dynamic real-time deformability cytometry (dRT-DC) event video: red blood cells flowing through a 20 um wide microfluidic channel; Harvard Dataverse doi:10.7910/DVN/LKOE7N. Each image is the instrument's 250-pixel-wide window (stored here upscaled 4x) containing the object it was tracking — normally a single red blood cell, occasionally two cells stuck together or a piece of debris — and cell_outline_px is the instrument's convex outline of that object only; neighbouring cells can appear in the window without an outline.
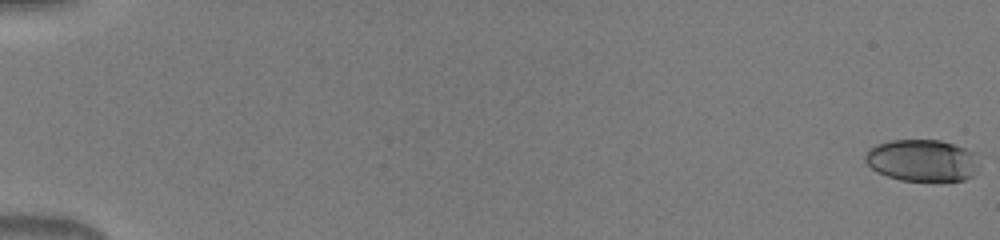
{"species": "human", "species_latin": "Homo sapiens", "temperature_condition": "warm", "stored_images_in_passage": 51, "camera_frame_rate_fps": 3000, "um_per_image_px": 0.085, "donor": {"sex": "male"}, "frame": {"image": 1, "passage_image": 1, "time_ms": 0.0, "image_size_px": [1000, 240], "cell_outline_px": [[976, 152], [972, 176], [964, 180], [932, 184], [900, 180], [876, 172], [864, 160], [864, 156], [876, 144], [888, 140], [940, 140]], "centroid_in_image_um": [78.35, 13.68], "position_along_channel_um": 6.7, "area_um2": 28.21}}
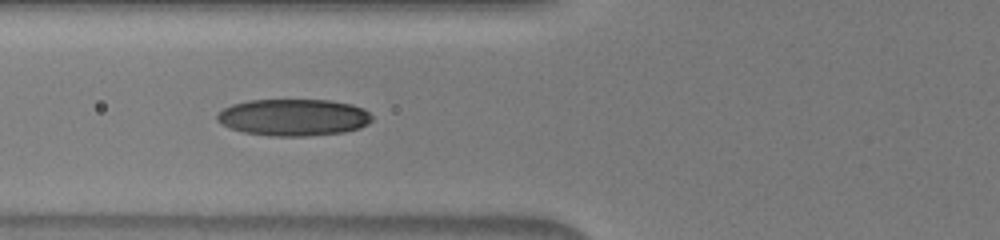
{"frame": {"image": 2, "passage_image": 22, "time_ms": 7.0, "image_size_px": [1000, 240], "cell_outline_px": [[372, 120], [368, 124], [360, 128], [344, 132], [304, 136], [272, 136], [244, 132], [232, 128], [216, 120], [216, 116], [224, 108], [232, 104], [248, 100], [332, 100], [352, 104], [364, 108], [372, 116]], "centroid_in_image_um": [24.99, 9.97], "position_along_channel_um": 100.8, "area_um2": 33.23}}
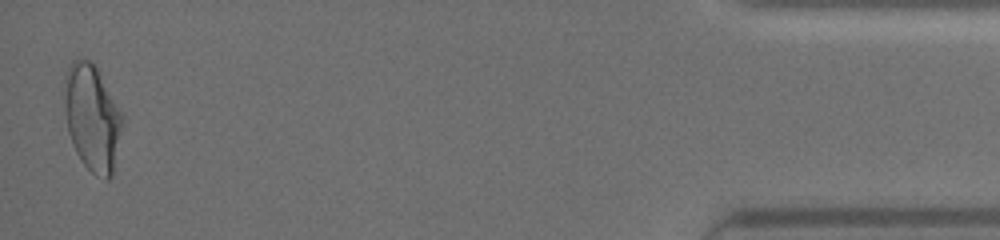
{"frame": {"image": 3, "passage_image": 51, "time_ms": 16.667, "image_size_px": [1000, 240], "cell_outline_px": [[124, 120], [112, 176], [108, 180], [104, 180], [96, 176], [80, 160], [76, 152], [68, 132], [64, 108], [64, 96], [68, 64], [72, 60], [92, 60], [96, 64], [124, 116]], "centroid_in_image_um": [7.86, 10.0], "position_along_channel_um": 427.3, "area_um2": 36.3}}